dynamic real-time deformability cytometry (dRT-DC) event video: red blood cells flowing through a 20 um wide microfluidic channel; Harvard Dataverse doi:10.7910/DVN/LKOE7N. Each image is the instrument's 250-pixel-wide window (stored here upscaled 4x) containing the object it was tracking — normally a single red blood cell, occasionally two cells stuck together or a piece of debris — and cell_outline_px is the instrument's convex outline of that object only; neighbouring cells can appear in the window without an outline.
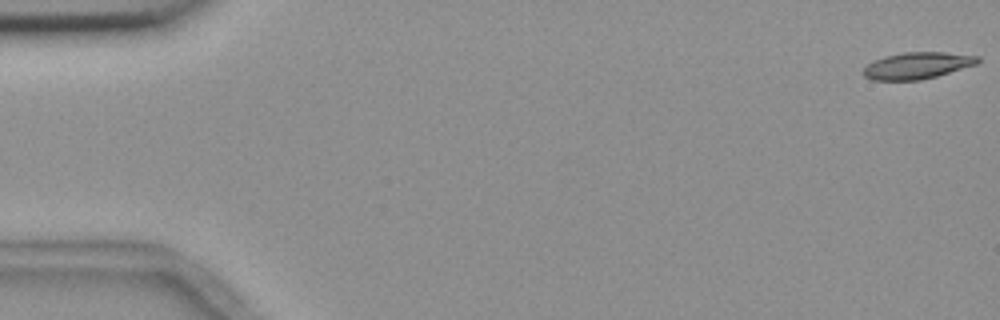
{"species": "common noctule bat (a hibernating species)", "species_latin": "Nyctalus noctula", "temperature_condition": "room temperature", "stored_images_in_passage": 56, "camera_frame_rate_fps": 3000, "um_per_image_px": 0.085, "animal": {"sex": "female", "body_mass_g": 18.4}, "frame": {"image": 1, "passage_image": 1, "time_ms": 0.0, "image_size_px": [1000, 320], "cell_outline_px": [[980, 60], [976, 64], [936, 76], [920, 80], [872, 80], [864, 76], [864, 68], [872, 60], [884, 56], [904, 52], [944, 52], [980, 56]], "centroid_in_image_um": [77.94, 5.56], "position_along_channel_um": 7.1, "area_um2": 17.69}}
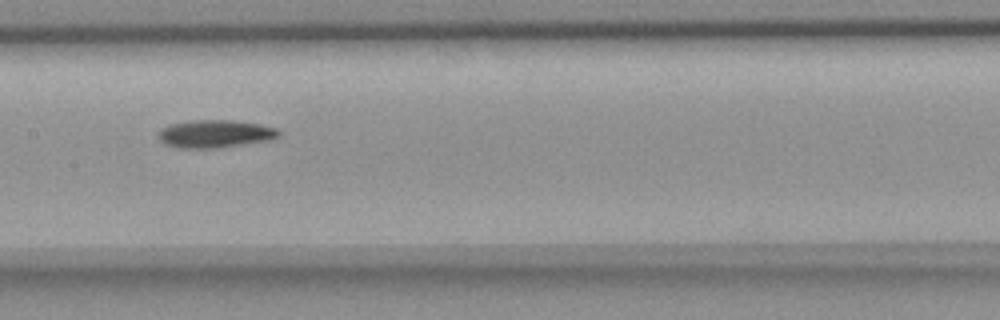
{"frame": {"image": 2, "passage_image": 28, "time_ms": 9.0, "image_size_px": [1000, 320], "cell_outline_px": [[280, 136], [272, 140], [212, 148], [180, 148], [164, 144], [160, 140], [160, 132], [164, 128], [172, 124], [192, 120], [228, 120], [260, 124], [276, 128], [280, 132]], "centroid_in_image_um": [18.33, 11.37], "position_along_channel_um": 189.1, "area_um2": 19.19}}
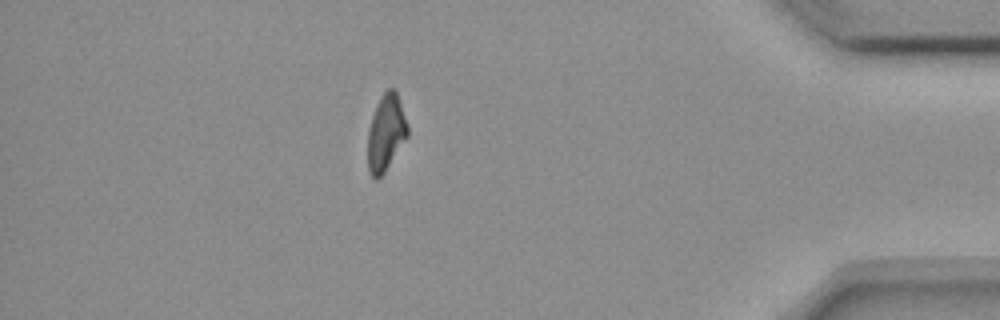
{"frame": {"image": 3, "passage_image": 49, "time_ms": 16.0, "image_size_px": [1000, 320], "cell_outline_px": [[408, 136], [384, 172], [376, 180], [368, 172], [368, 132], [372, 116], [376, 104], [380, 96], [388, 88], [396, 88], [408, 124]], "centroid_in_image_um": [32.81, 11.24], "position_along_channel_um": 402.4, "area_um2": 17.8}, "authors_computed_cell_mechanics": {"area_um2": 18.496, "velocity_mm_per_s": 3.6528, "shape_relaxation_time_tau1_ms": 4.338, "shape_relaxation_time_tau2_ms": null, "deformation_change_tau1": 0.1475, "deformation_change_tau2": null}}